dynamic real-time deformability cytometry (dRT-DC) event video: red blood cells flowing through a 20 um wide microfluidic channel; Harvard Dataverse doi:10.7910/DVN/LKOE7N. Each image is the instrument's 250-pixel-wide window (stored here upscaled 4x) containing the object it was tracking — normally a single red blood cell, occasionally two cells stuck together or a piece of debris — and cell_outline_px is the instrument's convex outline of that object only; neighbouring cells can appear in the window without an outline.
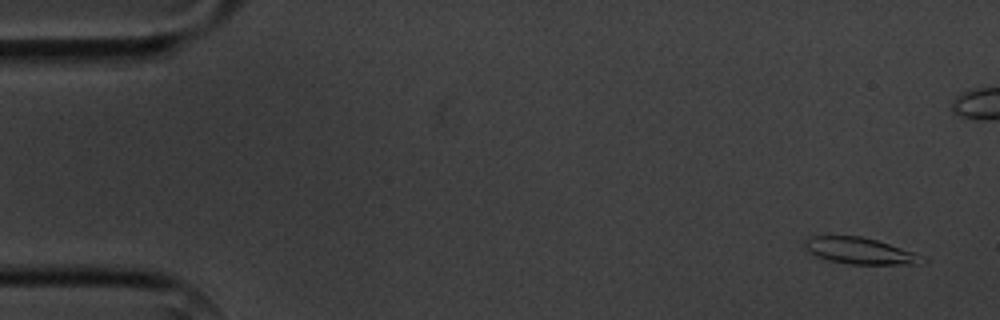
{"species": "common noctule bat (a hibernating species)", "species_latin": "Nyctalus noctula", "temperature_condition": "cold", "stored_images_in_passage": 9, "camera_frame_rate_fps": 3000, "um_per_image_px": 0.085, "animal": {"sex": "male", "body_mass_g": 20.1, "forearm_length_mm": 53.5}, "frame": {"image": 1, "passage_image": 1, "time_ms": 0.0, "image_size_px": [1000, 320], "cell_outline_px": [[928, 260], [920, 264], [848, 264], [828, 260], [816, 256], [808, 252], [804, 248], [804, 244], [808, 236], [860, 236], [876, 240], [916, 252], [924, 256]], "centroid_in_image_um": [73.12, 21.33], "position_along_channel_um": 11.9, "area_um2": 18.26}}
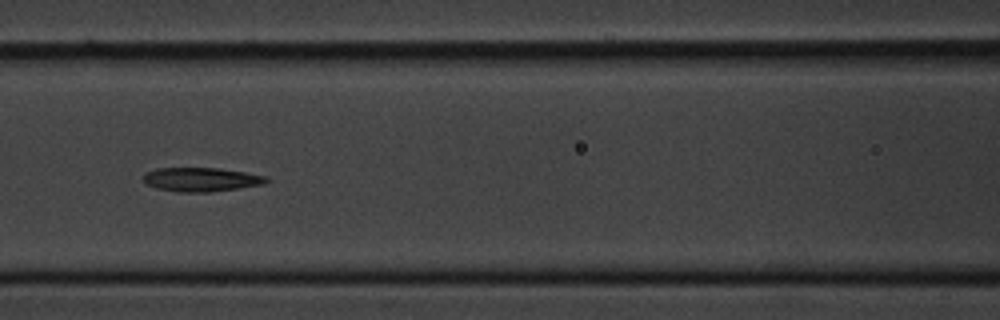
{"frame": {"image": 2, "passage_image": 7, "time_ms": 7.0, "image_size_px": [1000, 320], "cell_outline_px": [[272, 180], [264, 184], [240, 188], [208, 192], [176, 192], [156, 188], [148, 184], [144, 180], [144, 176], [148, 172], [156, 168], [220, 168], [268, 176]], "centroid_in_image_um": [17.17, 15.26], "position_along_channel_um": 149.4, "area_um2": 17.22}}
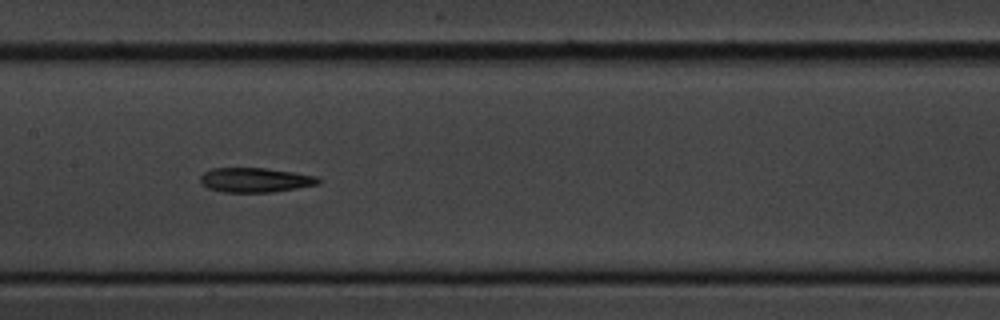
{"frame": {"image": 3, "passage_image": 8, "time_ms": 8.0, "image_size_px": [1000, 320], "cell_outline_px": [[320, 184], [272, 192], [224, 192], [208, 188], [200, 184], [200, 176], [204, 172], [212, 168], [264, 168], [292, 172], [316, 176], [320, 180]], "centroid_in_image_um": [21.66, 15.3], "position_along_channel_um": 185.7, "area_um2": 16.82}}